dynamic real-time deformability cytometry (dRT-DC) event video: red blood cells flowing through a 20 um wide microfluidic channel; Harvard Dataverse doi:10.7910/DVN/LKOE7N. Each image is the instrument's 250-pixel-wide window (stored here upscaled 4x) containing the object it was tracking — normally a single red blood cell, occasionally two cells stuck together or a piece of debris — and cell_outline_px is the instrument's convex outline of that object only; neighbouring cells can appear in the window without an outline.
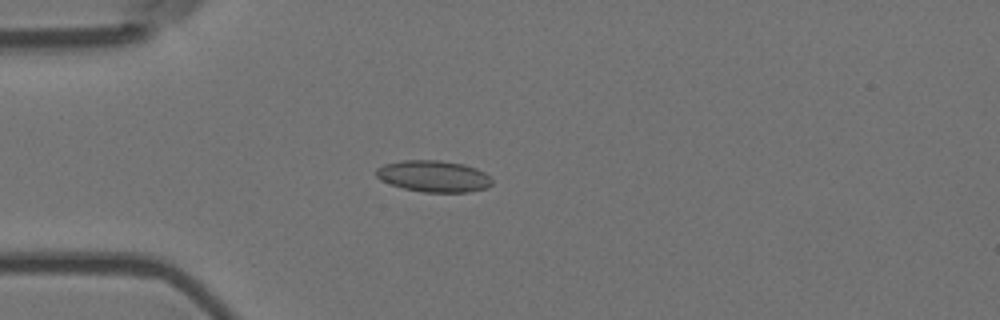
{"species": "Egyptian fruit bat (a non-hibernating species)", "species_latin": "Rousettus aegyptiacus", "temperature_condition": "room temperature", "stored_images_in_passage": 8, "camera_frame_rate_fps": 3000, "um_per_image_px": 0.085, "animal": {"sex": "female"}, "frame": {"image": 1, "passage_image": 5, "time_ms": 1.333, "image_size_px": [1000, 320], "cell_outline_px": [[492, 184], [484, 188], [468, 192], [424, 192], [404, 188], [380, 180], [376, 176], [376, 168], [384, 164], [404, 160], [440, 160], [464, 164], [476, 168], [484, 172], [492, 180]], "centroid_in_image_um": [36.85, 14.97], "position_along_channel_um": 48.2, "area_um2": 21.15}}
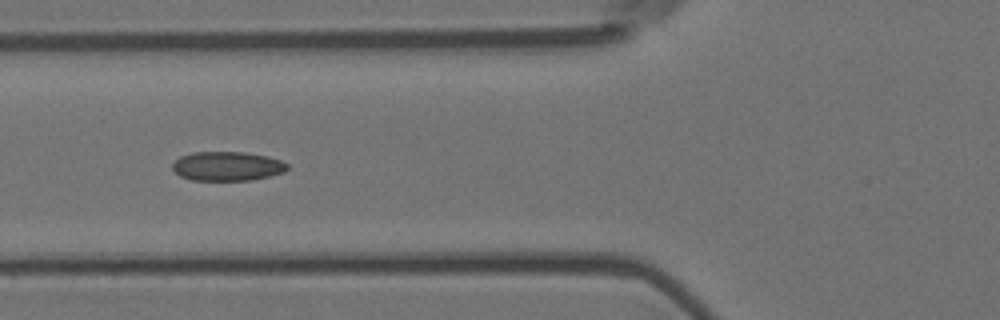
{"frame": {"image": 2, "passage_image": 7, "time_ms": 2.0, "image_size_px": [1000, 320], "cell_outline_px": [[288, 168], [284, 172], [252, 180], [192, 180], [180, 176], [172, 168], [172, 164], [180, 156], [192, 152], [244, 152], [268, 156], [280, 160], [288, 164]], "centroid_in_image_um": [19.31, 14.12], "position_along_channel_um": 106.5, "area_um2": 19.54}}
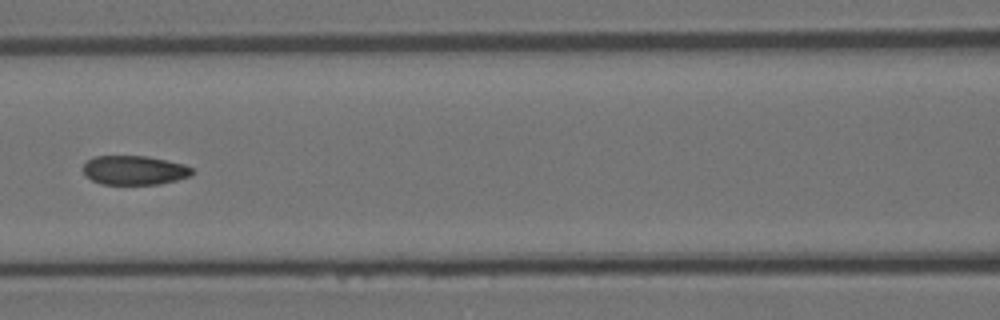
{"frame": {"image": 3, "passage_image": 8, "time_ms": 2.333, "image_size_px": [1000, 320], "cell_outline_px": [[192, 176], [160, 184], [100, 184], [92, 180], [84, 172], [84, 164], [88, 160], [96, 156], [148, 156], [184, 164], [192, 168]], "centroid_in_image_um": [11.45, 14.47], "position_along_channel_um": 155.2, "area_um2": 18.44}}